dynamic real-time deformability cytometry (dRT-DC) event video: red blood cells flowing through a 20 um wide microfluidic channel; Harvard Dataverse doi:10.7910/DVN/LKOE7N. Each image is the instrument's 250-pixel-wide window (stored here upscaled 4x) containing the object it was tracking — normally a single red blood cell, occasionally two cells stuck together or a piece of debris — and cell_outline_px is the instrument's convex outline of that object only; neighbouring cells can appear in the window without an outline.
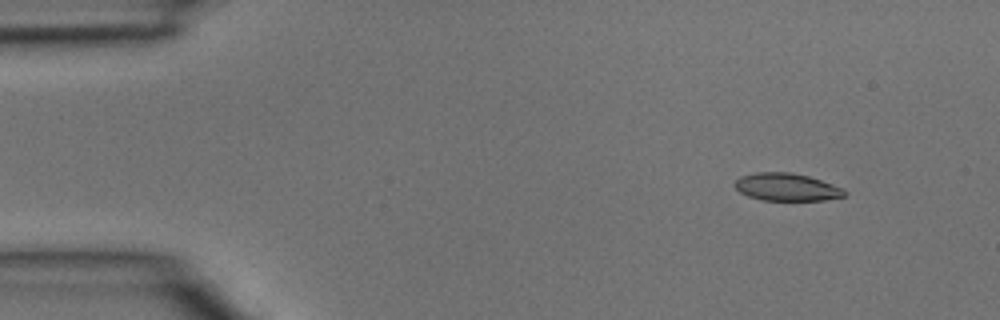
{"species": "common noctule bat (a hibernating species)", "species_latin": "Nyctalus noctula", "temperature_condition": "room temperature", "stored_images_in_passage": 5, "camera_frame_rate_fps": 3000, "um_per_image_px": 0.085, "animal": {"sex": "male", "body_mass_g": 15.6}, "frame": {"image": 1, "passage_image": 2, "time_ms": 0.333, "image_size_px": [1000, 320], "cell_outline_px": [[848, 192], [844, 196], [824, 200], [764, 200], [748, 196], [740, 192], [732, 184], [740, 176], [756, 172], [792, 172], [808, 176], [844, 188]], "centroid_in_image_um": [66.86, 15.89], "position_along_channel_um": 18.1, "area_um2": 17.69}}
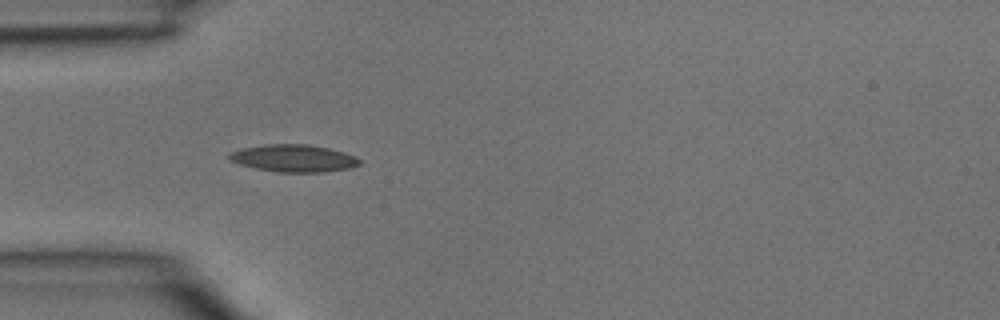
{"frame": {"image": 2, "passage_image": 4, "time_ms": 1.0, "image_size_px": [1000, 320], "cell_outline_px": [[360, 164], [348, 168], [324, 172], [276, 172], [256, 168], [240, 164], [228, 160], [228, 152], [240, 148], [264, 144], [308, 144], [328, 148], [344, 152], [356, 156], [360, 160]], "centroid_in_image_um": [24.91, 13.44], "position_along_channel_um": 60.1, "area_um2": 20.87}}
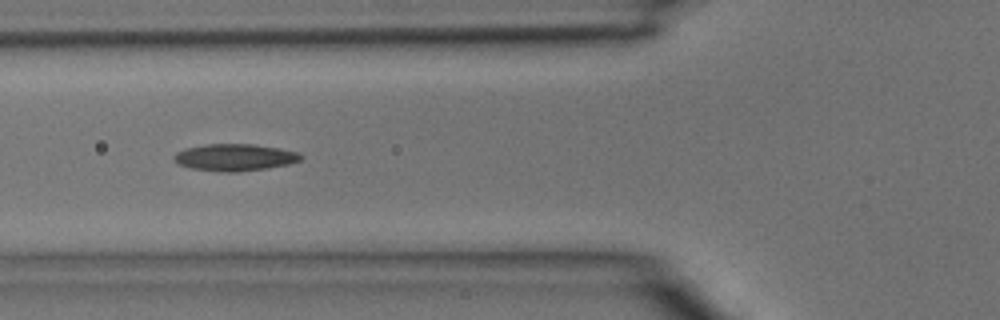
{"frame": {"image": 3, "passage_image": 5, "time_ms": 1.333, "image_size_px": [1000, 320], "cell_outline_px": [[304, 156], [300, 160], [288, 164], [268, 168], [240, 172], [220, 172], [192, 168], [176, 164], [172, 160], [172, 156], [176, 152], [184, 148], [204, 144], [252, 144], [280, 148], [296, 152]], "centroid_in_image_um": [19.9, 13.38], "position_along_channel_um": 105.9, "area_um2": 20.17}}